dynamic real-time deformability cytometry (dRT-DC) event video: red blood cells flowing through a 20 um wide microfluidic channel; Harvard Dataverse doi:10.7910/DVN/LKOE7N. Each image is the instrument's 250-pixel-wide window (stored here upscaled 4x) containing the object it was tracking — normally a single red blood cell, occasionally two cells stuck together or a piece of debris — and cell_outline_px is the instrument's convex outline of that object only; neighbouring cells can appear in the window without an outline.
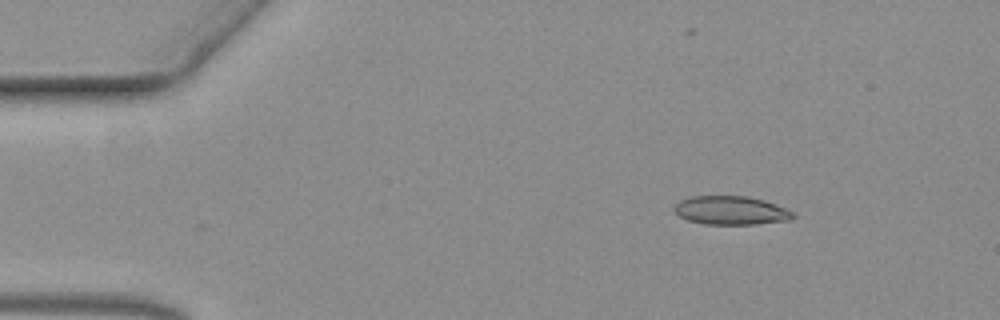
{"species": "common noctule bat (a hibernating species)", "species_latin": "Nyctalus noctula", "temperature_condition": "warm", "stored_images_in_passage": 40, "camera_frame_rate_fps": 3000, "um_per_image_px": 0.085, "animal": {"sex": "female", "body_mass_g": 19.3, "forearm_length_mm": 54.1}, "frame": {"image": 1, "passage_image": 1, "time_ms": 0.0, "image_size_px": [1000, 320], "cell_outline_px": [[796, 216], [792, 220], [756, 224], [704, 224], [688, 220], [680, 216], [672, 208], [680, 200], [688, 196], [748, 196], [764, 200], [784, 208], [792, 212]], "centroid_in_image_um": [62.12, 17.88], "position_along_channel_um": 22.9, "area_um2": 19.83}}
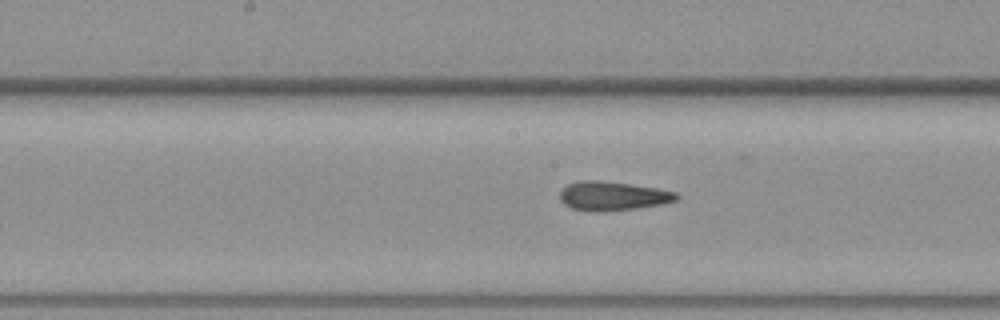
{"frame": {"image": 2, "passage_image": 23, "time_ms": 7.333, "image_size_px": [1000, 320], "cell_outline_px": [[680, 196], [676, 200], [660, 204], [636, 208], [600, 212], [588, 212], [572, 208], [564, 204], [560, 200], [560, 192], [568, 184], [580, 180], [600, 180], [632, 184], [656, 188], [676, 192]], "centroid_in_image_um": [52.05, 16.66], "position_along_channel_um": 196.1, "area_um2": 19.77}}
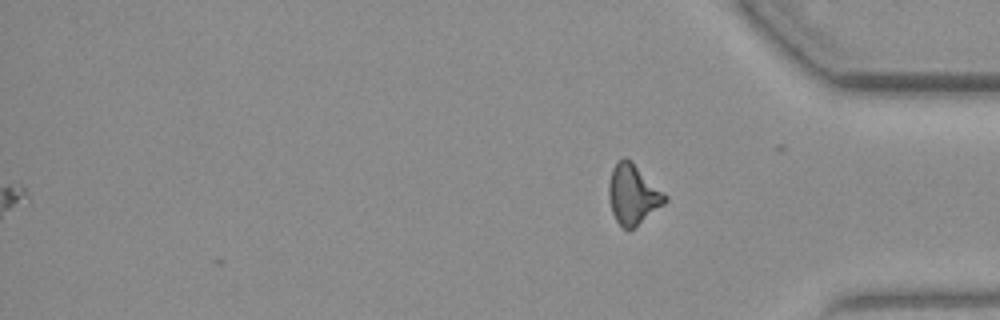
{"frame": {"image": 3, "passage_image": 40, "time_ms": 13.0, "image_size_px": [1000, 320], "cell_outline_px": [[668, 200], [664, 204], [628, 232], [616, 220], [612, 212], [608, 196], [608, 184], [612, 168], [616, 160], [624, 156], [632, 160], [668, 196]], "centroid_in_image_um": [53.79, 16.48], "position_along_channel_um": 381.4, "area_um2": 19.88}}